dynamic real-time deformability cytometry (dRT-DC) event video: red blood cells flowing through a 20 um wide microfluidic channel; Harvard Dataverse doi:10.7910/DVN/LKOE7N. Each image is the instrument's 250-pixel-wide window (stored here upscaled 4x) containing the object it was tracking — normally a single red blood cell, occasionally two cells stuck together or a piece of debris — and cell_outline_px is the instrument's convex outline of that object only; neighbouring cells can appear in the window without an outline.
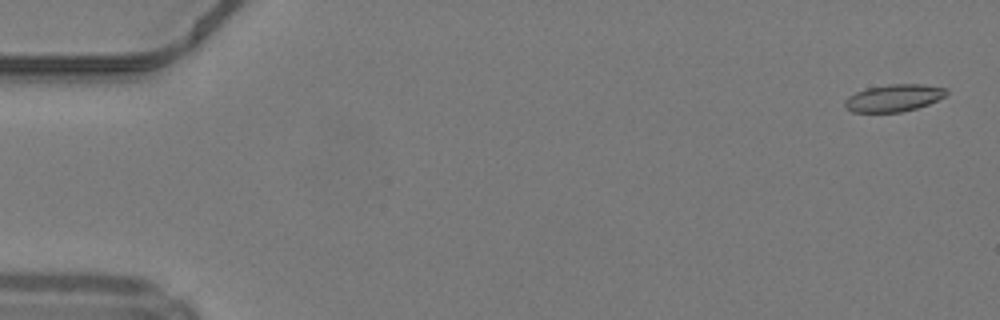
{"species": "common noctule bat (a hibernating species)", "species_latin": "Nyctalus noctula", "temperature_condition": "warm", "stored_images_in_passage": 20, "camera_frame_rate_fps": 3000, "um_per_image_px": 0.085, "animal": {"sex": "male", "body_mass_g": 19.2, "forearm_length_mm": 51.8}, "frame": {"image": 1, "passage_image": 2, "time_ms": 0.333, "image_size_px": [1000, 320], "cell_outline_px": [[948, 92], [944, 96], [928, 104], [916, 108], [900, 112], [852, 112], [844, 104], [844, 100], [848, 96], [856, 92], [868, 88], [888, 84], [920, 84], [948, 88]], "centroid_in_image_um": [75.97, 8.32], "position_along_channel_um": 9.0, "area_um2": 15.95}}
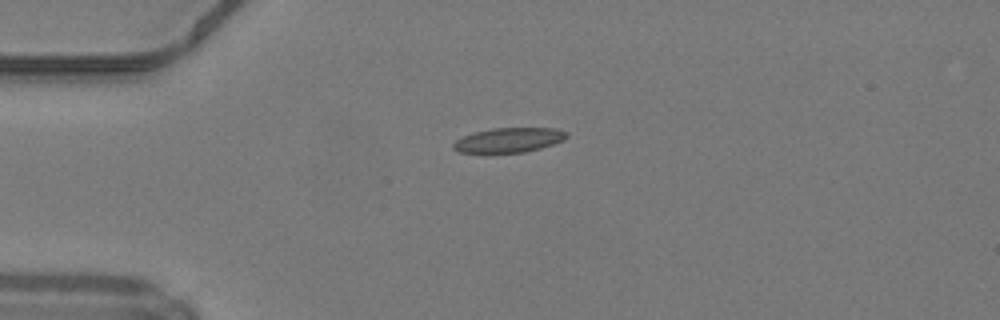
{"frame": {"image": 2, "passage_image": 13, "time_ms": 4.0, "image_size_px": [1000, 320], "cell_outline_px": [[568, 136], [564, 140], [540, 148], [524, 152], [460, 152], [452, 148], [452, 144], [456, 140], [464, 136], [476, 132], [492, 128], [556, 128], [568, 132]], "centroid_in_image_um": [43.28, 11.89], "position_along_channel_um": 41.7, "area_um2": 16.07}}
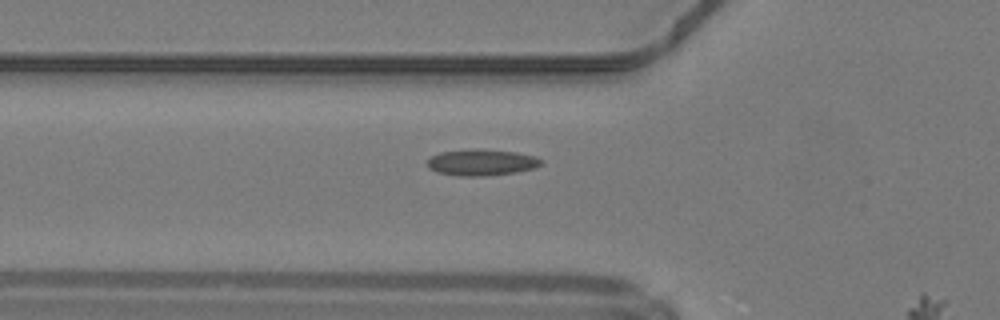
{"frame": {"image": 3, "passage_image": 18, "time_ms": 5.667, "image_size_px": [1000, 320], "cell_outline_px": [[544, 164], [536, 168], [516, 172], [484, 176], [460, 176], [436, 172], [428, 168], [428, 160], [432, 156], [440, 152], [476, 148], [516, 152], [536, 156], [544, 160]], "centroid_in_image_um": [40.98, 13.8], "position_along_channel_um": 84.8, "area_um2": 17.69}}